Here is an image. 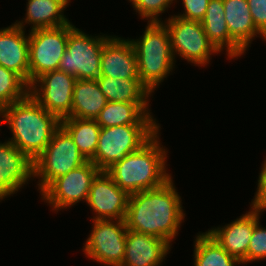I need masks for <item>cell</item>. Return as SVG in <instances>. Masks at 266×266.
I'll list each match as a JSON object with an SVG mask.
<instances>
[{"label": "cell", "mask_w": 266, "mask_h": 266, "mask_svg": "<svg viewBox=\"0 0 266 266\" xmlns=\"http://www.w3.org/2000/svg\"><path fill=\"white\" fill-rule=\"evenodd\" d=\"M173 181L171 178L161 187L129 196L128 230L159 237L172 245L186 216Z\"/></svg>", "instance_id": "cell-1"}, {"label": "cell", "mask_w": 266, "mask_h": 266, "mask_svg": "<svg viewBox=\"0 0 266 266\" xmlns=\"http://www.w3.org/2000/svg\"><path fill=\"white\" fill-rule=\"evenodd\" d=\"M2 123L9 125V141L19 148L32 162L50 143L60 120L42 107L29 93L0 111Z\"/></svg>", "instance_id": "cell-2"}, {"label": "cell", "mask_w": 266, "mask_h": 266, "mask_svg": "<svg viewBox=\"0 0 266 266\" xmlns=\"http://www.w3.org/2000/svg\"><path fill=\"white\" fill-rule=\"evenodd\" d=\"M160 130L140 149L115 162L106 172L129 195L164 185L172 175L166 168L168 150L160 142Z\"/></svg>", "instance_id": "cell-3"}, {"label": "cell", "mask_w": 266, "mask_h": 266, "mask_svg": "<svg viewBox=\"0 0 266 266\" xmlns=\"http://www.w3.org/2000/svg\"><path fill=\"white\" fill-rule=\"evenodd\" d=\"M130 40L137 55L139 79L154 93L176 68L168 29L163 22H148L143 35Z\"/></svg>", "instance_id": "cell-4"}, {"label": "cell", "mask_w": 266, "mask_h": 266, "mask_svg": "<svg viewBox=\"0 0 266 266\" xmlns=\"http://www.w3.org/2000/svg\"><path fill=\"white\" fill-rule=\"evenodd\" d=\"M159 130V124H127L101 127L98 145L92 161L101 171L135 152Z\"/></svg>", "instance_id": "cell-5"}, {"label": "cell", "mask_w": 266, "mask_h": 266, "mask_svg": "<svg viewBox=\"0 0 266 266\" xmlns=\"http://www.w3.org/2000/svg\"><path fill=\"white\" fill-rule=\"evenodd\" d=\"M87 159L79 152L70 134L60 125L50 143L33 162V178L41 194L55 179L83 165Z\"/></svg>", "instance_id": "cell-6"}, {"label": "cell", "mask_w": 266, "mask_h": 266, "mask_svg": "<svg viewBox=\"0 0 266 266\" xmlns=\"http://www.w3.org/2000/svg\"><path fill=\"white\" fill-rule=\"evenodd\" d=\"M110 35H89L76 28L69 32L66 50L58 70L77 79H97L100 76L101 54Z\"/></svg>", "instance_id": "cell-7"}, {"label": "cell", "mask_w": 266, "mask_h": 266, "mask_svg": "<svg viewBox=\"0 0 266 266\" xmlns=\"http://www.w3.org/2000/svg\"><path fill=\"white\" fill-rule=\"evenodd\" d=\"M163 23L170 35L174 58L180 56L194 66L205 67L207 63H210L211 55L220 53L208 40L200 21L186 20L171 15Z\"/></svg>", "instance_id": "cell-8"}, {"label": "cell", "mask_w": 266, "mask_h": 266, "mask_svg": "<svg viewBox=\"0 0 266 266\" xmlns=\"http://www.w3.org/2000/svg\"><path fill=\"white\" fill-rule=\"evenodd\" d=\"M72 23L29 31V86L44 73L58 70Z\"/></svg>", "instance_id": "cell-9"}, {"label": "cell", "mask_w": 266, "mask_h": 266, "mask_svg": "<svg viewBox=\"0 0 266 266\" xmlns=\"http://www.w3.org/2000/svg\"><path fill=\"white\" fill-rule=\"evenodd\" d=\"M83 254L104 266H121L125 254L127 226L125 220H93Z\"/></svg>", "instance_id": "cell-10"}, {"label": "cell", "mask_w": 266, "mask_h": 266, "mask_svg": "<svg viewBox=\"0 0 266 266\" xmlns=\"http://www.w3.org/2000/svg\"><path fill=\"white\" fill-rule=\"evenodd\" d=\"M101 170L87 160L83 165L55 179L40 195L42 200L58 212L80 201H87L93 179Z\"/></svg>", "instance_id": "cell-11"}, {"label": "cell", "mask_w": 266, "mask_h": 266, "mask_svg": "<svg viewBox=\"0 0 266 266\" xmlns=\"http://www.w3.org/2000/svg\"><path fill=\"white\" fill-rule=\"evenodd\" d=\"M77 78L61 70L39 76L30 86L31 96L60 121L71 114L72 95Z\"/></svg>", "instance_id": "cell-12"}, {"label": "cell", "mask_w": 266, "mask_h": 266, "mask_svg": "<svg viewBox=\"0 0 266 266\" xmlns=\"http://www.w3.org/2000/svg\"><path fill=\"white\" fill-rule=\"evenodd\" d=\"M129 196L106 171H100L92 181L86 201L94 212L91 219L125 220Z\"/></svg>", "instance_id": "cell-13"}, {"label": "cell", "mask_w": 266, "mask_h": 266, "mask_svg": "<svg viewBox=\"0 0 266 266\" xmlns=\"http://www.w3.org/2000/svg\"><path fill=\"white\" fill-rule=\"evenodd\" d=\"M32 177L33 162L9 140L0 142V202L34 180Z\"/></svg>", "instance_id": "cell-14"}, {"label": "cell", "mask_w": 266, "mask_h": 266, "mask_svg": "<svg viewBox=\"0 0 266 266\" xmlns=\"http://www.w3.org/2000/svg\"><path fill=\"white\" fill-rule=\"evenodd\" d=\"M261 213L249 209L239 218L217 228L208 229V233L231 256L238 258L242 265H247V251L255 225L260 221Z\"/></svg>", "instance_id": "cell-15"}, {"label": "cell", "mask_w": 266, "mask_h": 266, "mask_svg": "<svg viewBox=\"0 0 266 266\" xmlns=\"http://www.w3.org/2000/svg\"><path fill=\"white\" fill-rule=\"evenodd\" d=\"M100 76L139 78L137 55L131 40L111 35L101 54Z\"/></svg>", "instance_id": "cell-16"}, {"label": "cell", "mask_w": 266, "mask_h": 266, "mask_svg": "<svg viewBox=\"0 0 266 266\" xmlns=\"http://www.w3.org/2000/svg\"><path fill=\"white\" fill-rule=\"evenodd\" d=\"M171 246L159 237L128 230L121 266H162Z\"/></svg>", "instance_id": "cell-17"}, {"label": "cell", "mask_w": 266, "mask_h": 266, "mask_svg": "<svg viewBox=\"0 0 266 266\" xmlns=\"http://www.w3.org/2000/svg\"><path fill=\"white\" fill-rule=\"evenodd\" d=\"M15 23L0 29V66L29 85V34Z\"/></svg>", "instance_id": "cell-18"}, {"label": "cell", "mask_w": 266, "mask_h": 266, "mask_svg": "<svg viewBox=\"0 0 266 266\" xmlns=\"http://www.w3.org/2000/svg\"><path fill=\"white\" fill-rule=\"evenodd\" d=\"M208 40L215 48L222 52L226 51L228 60L238 59L245 51L230 37L223 0H210L204 19L201 21Z\"/></svg>", "instance_id": "cell-19"}, {"label": "cell", "mask_w": 266, "mask_h": 266, "mask_svg": "<svg viewBox=\"0 0 266 266\" xmlns=\"http://www.w3.org/2000/svg\"><path fill=\"white\" fill-rule=\"evenodd\" d=\"M230 37L246 52L256 37H266L256 28L247 0H223Z\"/></svg>", "instance_id": "cell-20"}, {"label": "cell", "mask_w": 266, "mask_h": 266, "mask_svg": "<svg viewBox=\"0 0 266 266\" xmlns=\"http://www.w3.org/2000/svg\"><path fill=\"white\" fill-rule=\"evenodd\" d=\"M25 18L14 22L26 31V26L31 25V30L55 28L71 23L64 15V10L69 7L62 0H27ZM27 24V25H26Z\"/></svg>", "instance_id": "cell-21"}, {"label": "cell", "mask_w": 266, "mask_h": 266, "mask_svg": "<svg viewBox=\"0 0 266 266\" xmlns=\"http://www.w3.org/2000/svg\"><path fill=\"white\" fill-rule=\"evenodd\" d=\"M149 107V103L108 101L95 120L101 127L127 124H159L150 112Z\"/></svg>", "instance_id": "cell-22"}, {"label": "cell", "mask_w": 266, "mask_h": 266, "mask_svg": "<svg viewBox=\"0 0 266 266\" xmlns=\"http://www.w3.org/2000/svg\"><path fill=\"white\" fill-rule=\"evenodd\" d=\"M108 100L100 90L96 79H77L72 95L69 117L96 119Z\"/></svg>", "instance_id": "cell-23"}, {"label": "cell", "mask_w": 266, "mask_h": 266, "mask_svg": "<svg viewBox=\"0 0 266 266\" xmlns=\"http://www.w3.org/2000/svg\"><path fill=\"white\" fill-rule=\"evenodd\" d=\"M97 83L108 101L126 103H149L153 94L139 78H111L99 76Z\"/></svg>", "instance_id": "cell-24"}, {"label": "cell", "mask_w": 266, "mask_h": 266, "mask_svg": "<svg viewBox=\"0 0 266 266\" xmlns=\"http://www.w3.org/2000/svg\"><path fill=\"white\" fill-rule=\"evenodd\" d=\"M60 125L70 134L79 152L91 160L97 149L101 126L95 119H80L67 117Z\"/></svg>", "instance_id": "cell-25"}, {"label": "cell", "mask_w": 266, "mask_h": 266, "mask_svg": "<svg viewBox=\"0 0 266 266\" xmlns=\"http://www.w3.org/2000/svg\"><path fill=\"white\" fill-rule=\"evenodd\" d=\"M194 266H239L242 262L231 256L206 231L194 239ZM238 264V265H237Z\"/></svg>", "instance_id": "cell-26"}, {"label": "cell", "mask_w": 266, "mask_h": 266, "mask_svg": "<svg viewBox=\"0 0 266 266\" xmlns=\"http://www.w3.org/2000/svg\"><path fill=\"white\" fill-rule=\"evenodd\" d=\"M29 94V85L15 72L0 66V111Z\"/></svg>", "instance_id": "cell-27"}, {"label": "cell", "mask_w": 266, "mask_h": 266, "mask_svg": "<svg viewBox=\"0 0 266 266\" xmlns=\"http://www.w3.org/2000/svg\"><path fill=\"white\" fill-rule=\"evenodd\" d=\"M175 0H134L131 5L141 19L148 22H163L160 15L165 13Z\"/></svg>", "instance_id": "cell-28"}, {"label": "cell", "mask_w": 266, "mask_h": 266, "mask_svg": "<svg viewBox=\"0 0 266 266\" xmlns=\"http://www.w3.org/2000/svg\"><path fill=\"white\" fill-rule=\"evenodd\" d=\"M266 260V228L260 221L255 225L247 251V264Z\"/></svg>", "instance_id": "cell-29"}, {"label": "cell", "mask_w": 266, "mask_h": 266, "mask_svg": "<svg viewBox=\"0 0 266 266\" xmlns=\"http://www.w3.org/2000/svg\"><path fill=\"white\" fill-rule=\"evenodd\" d=\"M182 8H184L183 13L178 16L186 20L202 21L205 17L207 6L210 0H181ZM177 2L176 0L174 1Z\"/></svg>", "instance_id": "cell-30"}, {"label": "cell", "mask_w": 266, "mask_h": 266, "mask_svg": "<svg viewBox=\"0 0 266 266\" xmlns=\"http://www.w3.org/2000/svg\"><path fill=\"white\" fill-rule=\"evenodd\" d=\"M260 170L257 180V191L255 192L254 199L251 201L250 207L262 214L263 211H266V158Z\"/></svg>", "instance_id": "cell-31"}, {"label": "cell", "mask_w": 266, "mask_h": 266, "mask_svg": "<svg viewBox=\"0 0 266 266\" xmlns=\"http://www.w3.org/2000/svg\"><path fill=\"white\" fill-rule=\"evenodd\" d=\"M256 28L266 37V0H247Z\"/></svg>", "instance_id": "cell-32"}, {"label": "cell", "mask_w": 266, "mask_h": 266, "mask_svg": "<svg viewBox=\"0 0 266 266\" xmlns=\"http://www.w3.org/2000/svg\"><path fill=\"white\" fill-rule=\"evenodd\" d=\"M64 1L67 5H70L69 3L71 2L70 0H62Z\"/></svg>", "instance_id": "cell-33"}]
</instances>
